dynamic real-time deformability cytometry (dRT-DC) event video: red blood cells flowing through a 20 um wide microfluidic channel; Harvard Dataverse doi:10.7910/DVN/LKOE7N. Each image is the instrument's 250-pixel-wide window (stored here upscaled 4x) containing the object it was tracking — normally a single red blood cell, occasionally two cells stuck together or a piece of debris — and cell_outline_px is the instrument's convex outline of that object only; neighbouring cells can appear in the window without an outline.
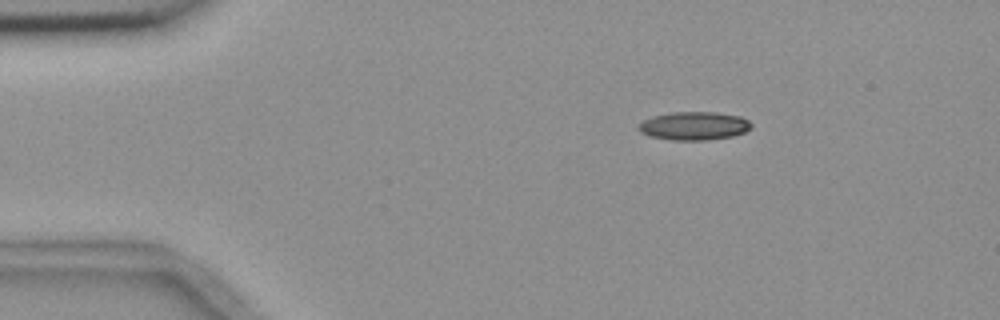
{"species": "common noctule bat (a hibernating species)", "species_latin": "Nyctalus noctula", "temperature_condition": "room temperature", "stored_images_in_passage": 4, "camera_frame_rate_fps": 3000, "um_per_image_px": 0.085, "animal": {"sex": "female", "body_mass_g": 18.4}, "frame": {"image": 1, "passage_image": 2, "time_ms": 1.0, "image_size_px": [1000, 320], "cell_outline_px": [[752, 128], [744, 132], [732, 136], [708, 140], [672, 140], [652, 136], [640, 132], [636, 128], [644, 120], [652, 116], [672, 112], [716, 112], [740, 116], [748, 120], [752, 124]], "centroid_in_image_um": [59.01, 10.69], "position_along_channel_um": 26.0, "area_um2": 18.61}}